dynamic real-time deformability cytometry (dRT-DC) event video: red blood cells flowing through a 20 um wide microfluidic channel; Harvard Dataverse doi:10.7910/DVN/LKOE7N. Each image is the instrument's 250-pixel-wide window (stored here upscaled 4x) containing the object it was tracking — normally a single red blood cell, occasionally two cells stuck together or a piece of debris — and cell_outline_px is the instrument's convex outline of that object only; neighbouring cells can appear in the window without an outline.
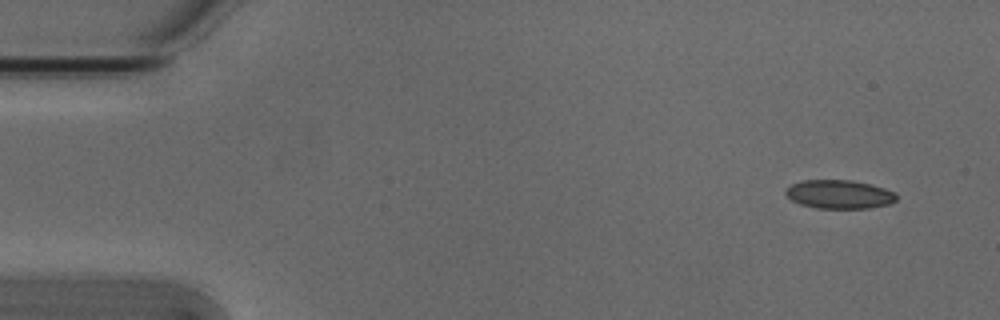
{"species": "Egyptian fruit bat (a non-hibernating species)", "species_latin": "Rousettus aegyptiacus", "temperature_condition": "cold", "stored_images_in_passage": 4, "camera_frame_rate_fps": 3000, "um_per_image_px": 0.085, "animal": {"sex": "male"}, "frame": {"image": 1, "passage_image": 1, "time_ms": 0.0, "image_size_px": [1000, 320], "cell_outline_px": [[896, 200], [888, 204], [868, 208], [816, 208], [800, 204], [792, 200], [784, 192], [784, 188], [788, 184], [800, 180], [852, 180], [872, 184], [896, 192]], "centroid_in_image_um": [71.29, 16.5], "position_along_channel_um": 13.7, "area_um2": 18.73}}
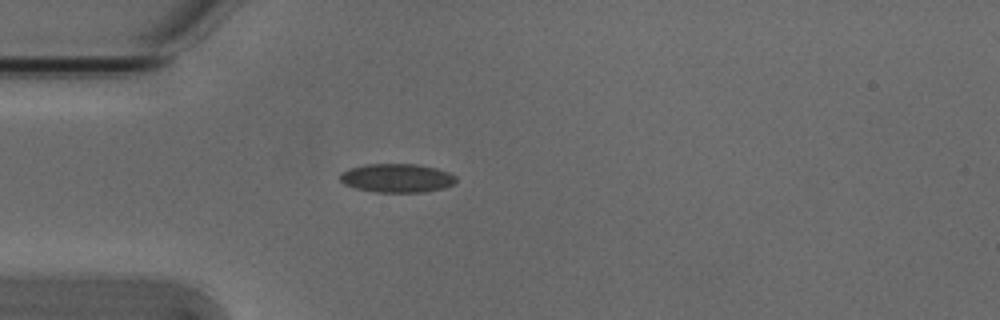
{"frame": {"image": 2, "passage_image": 4, "time_ms": 1.0, "image_size_px": [1000, 320], "cell_outline_px": [[456, 180], [452, 184], [444, 188], [424, 192], [376, 192], [356, 188], [344, 184], [340, 180], [340, 172], [364, 164], [416, 164], [436, 168], [448, 172], [456, 176]], "centroid_in_image_um": [33.73, 15.13], "position_along_channel_um": 51.3, "area_um2": 19.36}}